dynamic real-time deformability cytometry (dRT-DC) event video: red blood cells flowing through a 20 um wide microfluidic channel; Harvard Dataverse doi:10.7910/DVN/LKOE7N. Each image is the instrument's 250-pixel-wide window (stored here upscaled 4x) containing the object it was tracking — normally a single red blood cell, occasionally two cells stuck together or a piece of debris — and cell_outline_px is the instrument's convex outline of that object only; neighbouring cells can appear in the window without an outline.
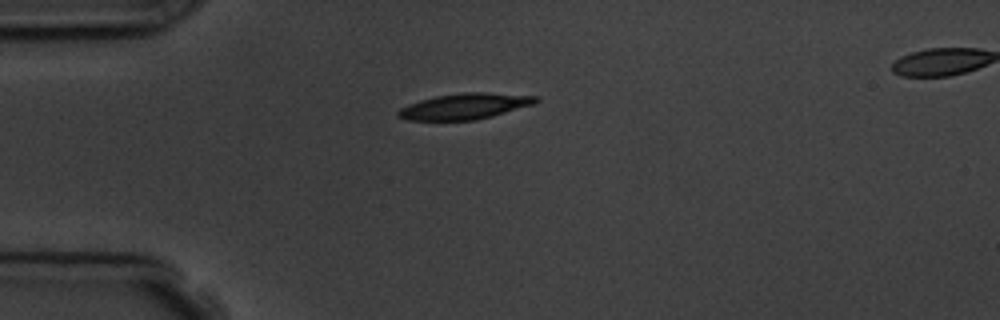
{"species": "common noctule bat (a hibernating species)", "species_latin": "Nyctalus noctula", "temperature_condition": "room temperature", "stored_images_in_passage": 2, "camera_frame_rate_fps": 3000, "um_per_image_px": 0.085, "animal": {"sex": "male", "body_mass_g": 19.5, "forearm_length_mm": 54.6}, "frame": {"image": 1, "passage_image": 1, "time_ms": 0.0, "image_size_px": [1000, 320], "cell_outline_px": [[540, 100], [532, 104], [492, 116], [476, 120], [408, 120], [396, 116], [396, 112], [400, 108], [408, 104], [420, 100], [436, 96], [460, 92], [484, 92], [540, 96]], "centroid_in_image_um": [39.48, 9.02], "position_along_channel_um": 45.5, "area_um2": 20.75}}